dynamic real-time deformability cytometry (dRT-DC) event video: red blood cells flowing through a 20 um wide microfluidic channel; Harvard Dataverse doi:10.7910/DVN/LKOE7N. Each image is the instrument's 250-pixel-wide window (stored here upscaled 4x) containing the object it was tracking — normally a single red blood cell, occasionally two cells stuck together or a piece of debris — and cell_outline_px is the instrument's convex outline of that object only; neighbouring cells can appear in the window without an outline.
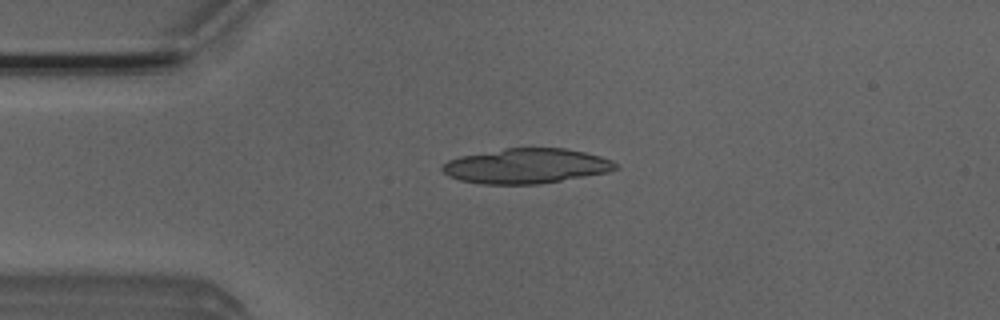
{"species": "Egyptian fruit bat (a non-hibernating species)", "species_latin": "Rousettus aegyptiacus", "temperature_condition": "room temperature", "stored_images_in_passage": 49, "camera_frame_rate_fps": 3000, "um_per_image_px": 0.085, "animal": {"sex": "male"}, "frame": {"image": 1, "passage_image": 10, "time_ms": 3.0, "image_size_px": [1000, 320], "cell_outline_px": [[620, 168], [608, 172], [536, 184], [480, 184], [460, 180], [448, 176], [440, 168], [448, 160], [460, 156], [504, 148], [564, 148], [584, 152], [600, 156], [612, 160]], "centroid_in_image_um": [44.71, 14.1], "position_along_channel_um": 40.3, "area_um2": 35.14}}